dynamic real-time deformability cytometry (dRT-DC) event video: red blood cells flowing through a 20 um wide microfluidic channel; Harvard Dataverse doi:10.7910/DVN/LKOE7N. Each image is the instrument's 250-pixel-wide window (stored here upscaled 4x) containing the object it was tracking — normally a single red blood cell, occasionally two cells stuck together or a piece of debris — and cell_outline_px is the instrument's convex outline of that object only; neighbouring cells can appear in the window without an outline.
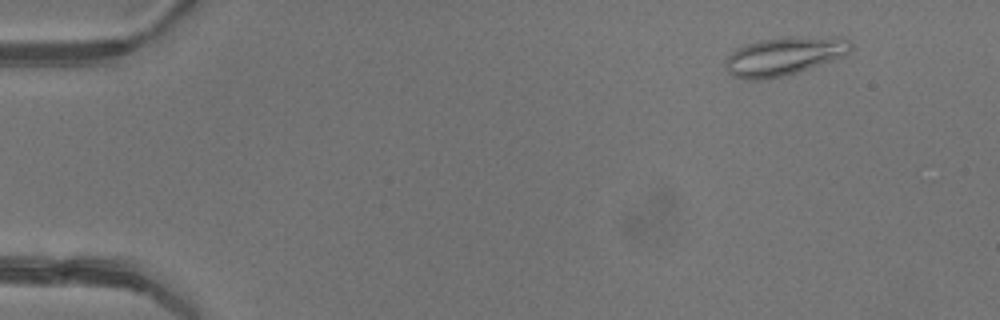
{"species": "common noctule bat (a hibernating species)", "species_latin": "Nyctalus noctula", "temperature_condition": "warm", "stored_images_in_passage": 5, "camera_frame_rate_fps": 3000, "um_per_image_px": 0.085, "animal": {"sex": "female"}, "frame": {"image": 1, "passage_image": 2, "time_ms": 1.0, "image_size_px": [1000, 320], "cell_outline_px": [[852, 48], [844, 56], [784, 76], [760, 80], [752, 80], [732, 76], [728, 72], [728, 56], [736, 48], [760, 40], [788, 36], [844, 36], [852, 44]], "centroid_in_image_um": [66.71, 4.74], "position_along_channel_um": 18.3, "area_um2": 27.98}}